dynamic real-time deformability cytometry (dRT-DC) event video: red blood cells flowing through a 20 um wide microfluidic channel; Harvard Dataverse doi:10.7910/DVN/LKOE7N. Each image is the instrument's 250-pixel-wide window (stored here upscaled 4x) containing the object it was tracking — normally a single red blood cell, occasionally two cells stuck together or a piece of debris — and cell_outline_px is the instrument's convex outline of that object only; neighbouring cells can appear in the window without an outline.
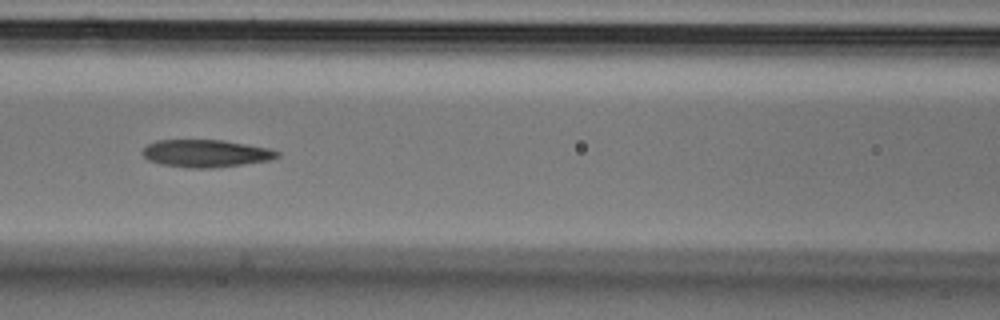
{"species": "Egyptian fruit bat (a non-hibernating species)", "species_latin": "Rousettus aegyptiacus", "temperature_condition": "cold", "stored_images_in_passage": 7, "camera_frame_rate_fps": 3000, "um_per_image_px": 0.085, "animal": {"sex": "male"}, "frame": {"image": 1, "passage_image": 5, "time_ms": 1.333, "image_size_px": [1000, 320], "cell_outline_px": [[280, 156], [272, 160], [244, 164], [212, 168], [188, 168], [160, 164], [148, 160], [140, 152], [148, 144], [156, 140], [224, 140], [268, 148], [280, 152]], "centroid_in_image_um": [17.5, 13.04], "position_along_channel_um": 149.1, "area_um2": 21.73}}
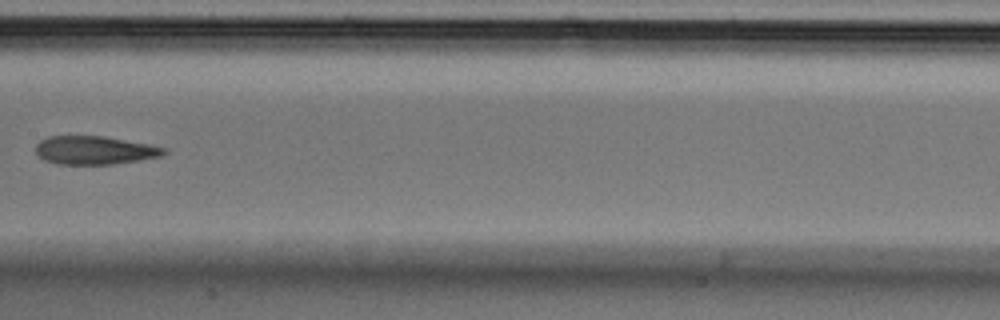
{"frame": {"image": 2, "passage_image": 6, "time_ms": 1.667, "image_size_px": [1000, 320], "cell_outline_px": [[168, 152], [160, 156], [140, 160], [112, 164], [56, 164], [44, 160], [36, 152], [36, 144], [40, 140], [48, 136], [104, 136], [148, 144], [168, 148]], "centroid_in_image_um": [8.05, 12.77], "position_along_channel_um": 199.4, "area_um2": 21.21}}
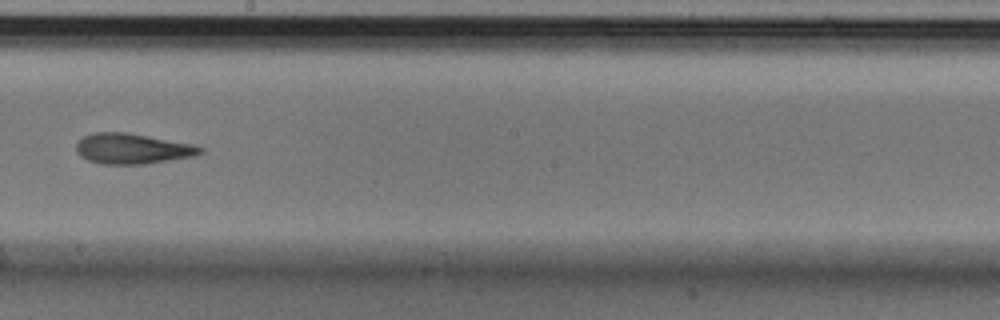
{"frame": {"image": 3, "passage_image": 7, "time_ms": 2.0, "image_size_px": [1000, 320], "cell_outline_px": [[204, 152], [196, 156], [144, 164], [100, 164], [88, 160], [80, 156], [76, 152], [76, 144], [84, 136], [92, 132], [128, 132], [192, 144], [204, 148]], "centroid_in_image_um": [11.25, 12.64], "position_along_channel_um": 236.9, "area_um2": 22.14}}